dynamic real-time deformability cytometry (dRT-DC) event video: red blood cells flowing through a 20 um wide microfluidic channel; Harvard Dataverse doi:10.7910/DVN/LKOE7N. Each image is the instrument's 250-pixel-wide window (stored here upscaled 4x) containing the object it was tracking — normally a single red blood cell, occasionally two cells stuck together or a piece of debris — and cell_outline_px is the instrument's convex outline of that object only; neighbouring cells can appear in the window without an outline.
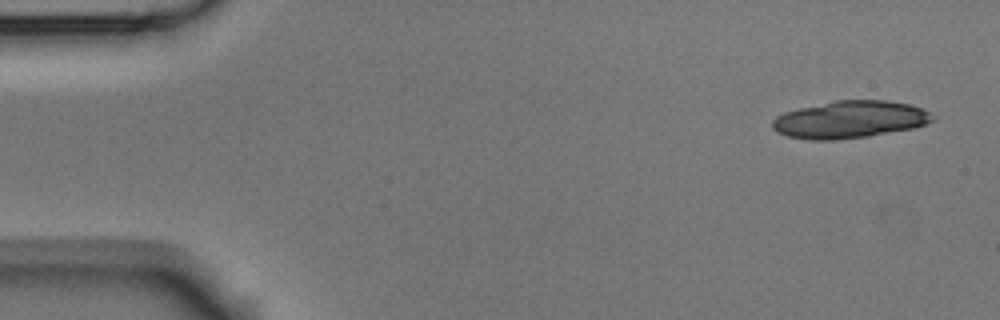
{"species": "Egyptian fruit bat (a non-hibernating species)", "species_latin": "Rousettus aegyptiacus", "temperature_condition": "room temperature", "stored_images_in_passage": 6, "camera_frame_rate_fps": 3000, "um_per_image_px": 0.085, "animal": {"sex": "male"}, "frame": {"image": 1, "passage_image": 1, "time_ms": 0.0, "image_size_px": [1000, 320], "cell_outline_px": [[936, 120], [912, 128], [868, 136], [836, 140], [808, 140], [788, 136], [776, 132], [772, 128], [772, 120], [776, 116], [784, 112], [800, 108], [836, 100], [888, 100], [912, 104], [936, 116]], "centroid_in_image_um": [72.23, 10.16], "position_along_channel_um": 12.8, "area_um2": 34.91}}